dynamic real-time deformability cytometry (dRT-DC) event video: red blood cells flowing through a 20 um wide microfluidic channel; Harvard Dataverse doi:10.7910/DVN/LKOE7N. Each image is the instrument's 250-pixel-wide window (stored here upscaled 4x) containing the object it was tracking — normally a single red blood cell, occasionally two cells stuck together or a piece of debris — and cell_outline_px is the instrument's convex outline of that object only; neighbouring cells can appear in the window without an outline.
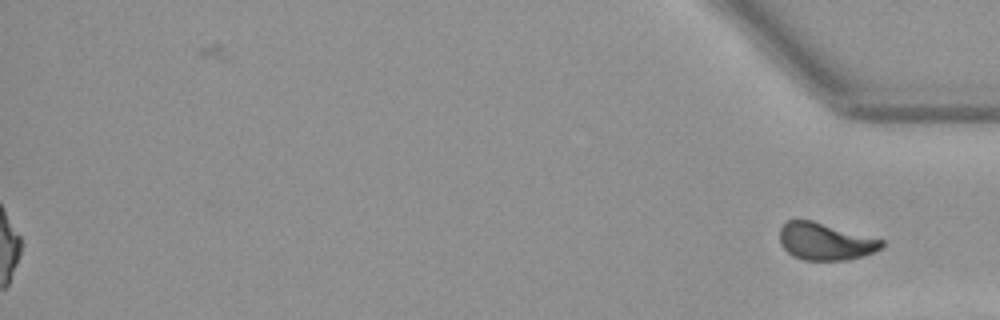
{"species": "Egyptian fruit bat (a non-hibernating species)", "species_latin": "Rousettus aegyptiacus", "temperature_condition": "warm", "stored_images_in_passage": 50, "segment_of_instrument_passage": [2, 2], "camera_frame_rate_fps": 3000, "um_per_image_px": 0.085, "animal": {"sex": "female"}, "frame": {"image": 1, "passage_image": 50, "time_ms": 16.333, "image_size_px": [1000, 320], "cell_outline_px": [[884, 244], [880, 248], [872, 252], [860, 256], [844, 260], [804, 260], [792, 256], [780, 244], [780, 228], [788, 220], [812, 220], [884, 240]], "centroid_in_image_um": [70.11, 20.52], "position_along_channel_um": 365.1, "area_um2": 21.85}}